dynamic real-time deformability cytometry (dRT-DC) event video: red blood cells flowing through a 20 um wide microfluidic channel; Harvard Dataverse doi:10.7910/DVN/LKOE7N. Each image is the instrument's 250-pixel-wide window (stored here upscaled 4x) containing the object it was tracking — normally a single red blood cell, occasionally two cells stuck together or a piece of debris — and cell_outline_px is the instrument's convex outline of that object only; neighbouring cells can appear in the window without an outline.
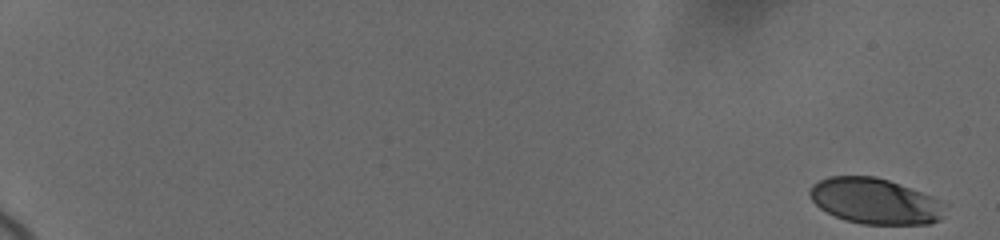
{"species": "human", "species_latin": "Homo sapiens", "temperature_condition": "cold", "stored_images_in_passage": 35, "camera_frame_rate_fps": 3000, "um_per_image_px": 0.085, "donor": {"sex": "female"}, "frame": {"image": 1, "passage_image": 1, "time_ms": 0.0, "image_size_px": [1000, 240], "cell_outline_px": [[948, 204], [940, 220], [928, 224], [864, 224], [844, 220], [820, 208], [812, 200], [808, 192], [812, 184], [828, 176], [876, 176], [888, 180], [932, 196]], "centroid_in_image_um": [74.39, 17.09], "position_along_channel_um": 10.6, "area_um2": 36.13}}
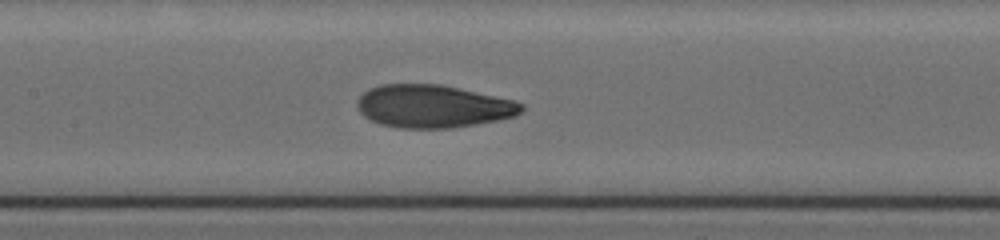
{"frame": {"image": 2, "passage_image": 19, "time_ms": 10.333, "image_size_px": [1000, 240], "cell_outline_px": [[524, 108], [516, 116], [500, 120], [452, 128], [396, 128], [380, 124], [364, 116], [356, 108], [356, 100], [368, 88], [380, 84], [440, 84], [512, 100], [524, 104]], "centroid_in_image_um": [36.77, 9.04], "position_along_channel_um": 170.6, "area_um2": 41.1}}
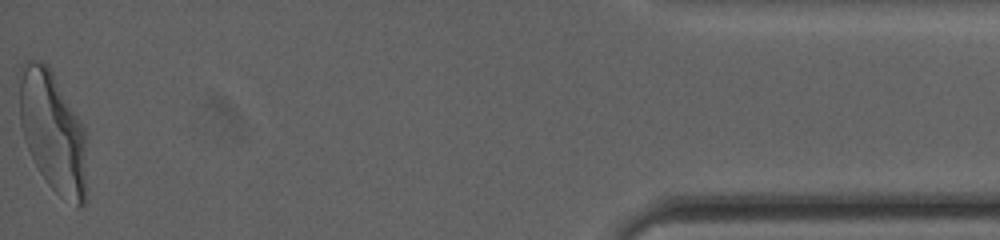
{"frame": {"image": 3, "passage_image": 35, "time_ms": 19.333, "image_size_px": [1000, 240], "cell_outline_px": [[88, 200], [84, 208], [76, 208], [60, 196], [48, 184], [40, 172], [24, 140], [20, 124], [20, 68], [24, 60], [40, 60], [52, 72], [80, 120], [84, 128]], "centroid_in_image_um": [4.52, 11.3], "position_along_channel_um": 430.7, "area_um2": 47.63}, "authors_computed_cell_mechanics": {"area_um2": 40.46, "velocity_mm_per_s": 3.6669, "shape_relaxation_time_tau1_ms": 3.6526, "shape_relaxation_time_tau2_ms": 0.8276, "deformation_change_tau1": 0.1708, "deformation_change_tau2": 0.0617}}